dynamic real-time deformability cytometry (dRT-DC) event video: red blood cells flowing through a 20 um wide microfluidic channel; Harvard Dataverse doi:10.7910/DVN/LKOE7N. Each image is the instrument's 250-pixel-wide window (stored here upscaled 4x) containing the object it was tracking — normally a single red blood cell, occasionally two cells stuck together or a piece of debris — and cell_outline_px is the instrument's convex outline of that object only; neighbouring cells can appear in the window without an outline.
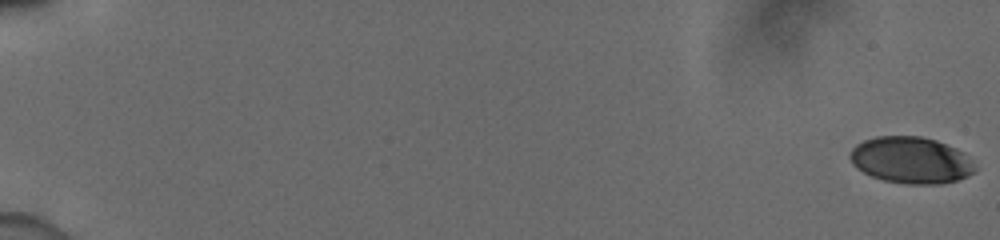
{"species": "human", "species_latin": "Homo sapiens", "temperature_condition": "cold", "stored_images_in_passage": 56, "camera_frame_rate_fps": 3000, "um_per_image_px": 0.085, "donor": {"sex": "male"}, "frame": {"image": 1, "passage_image": 1, "time_ms": 0.0, "image_size_px": [1000, 240], "cell_outline_px": [[976, 168], [968, 176], [956, 180], [940, 184], [908, 184], [884, 180], [872, 176], [856, 168], [852, 164], [848, 156], [852, 148], [856, 144], [864, 140], [876, 136], [920, 136], [936, 140], [956, 148]], "centroid_in_image_um": [77.36, 13.61], "position_along_channel_um": 7.6, "area_um2": 33.64}}
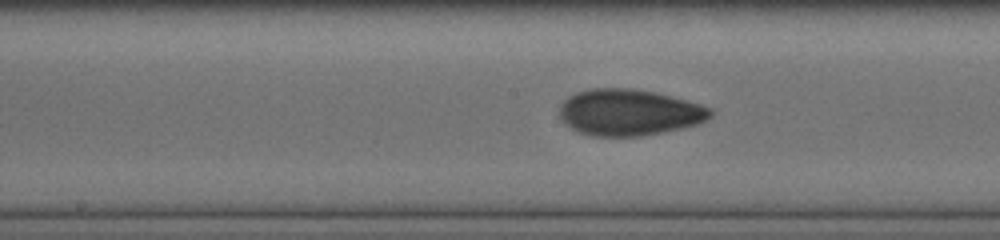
{"frame": {"image": 2, "passage_image": 32, "time_ms": 10.333, "image_size_px": [1000, 240], "cell_outline_px": [[716, 112], [712, 116], [696, 124], [680, 128], [640, 136], [592, 136], [580, 132], [564, 124], [560, 120], [560, 104], [568, 96], [576, 92], [592, 88], [628, 88], [656, 92], [700, 104], [712, 108]], "centroid_in_image_um": [53.45, 9.54], "position_along_channel_um": 194.7, "area_um2": 40.75}}
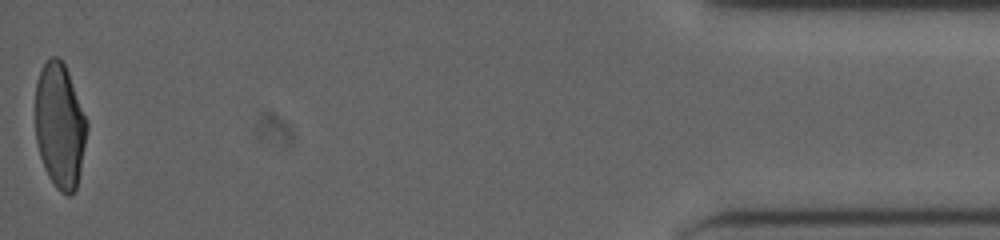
{"frame": {"image": 3, "passage_image": 56, "time_ms": 18.333, "image_size_px": [1000, 240], "cell_outline_px": [[88, 128], [76, 188], [68, 196], [60, 192], [56, 188], [48, 176], [44, 168], [40, 156], [36, 140], [36, 80], [40, 68], [52, 56], [56, 56], [64, 64], [68, 72], [88, 120]], "centroid_in_image_um": [5.08, 10.67], "position_along_channel_um": 430.1, "area_um2": 37.51}, "authors_computed_cell_mechanics": {"area_um2": 38.1769, "velocity_mm_per_s": 3.9202, "shape_relaxation_time_tau1_ms": 5.8815, "shape_relaxation_time_tau2_ms": 1.4114, "deformation_change_tau1": 0.1847, "deformation_change_tau2": 0.0611}}